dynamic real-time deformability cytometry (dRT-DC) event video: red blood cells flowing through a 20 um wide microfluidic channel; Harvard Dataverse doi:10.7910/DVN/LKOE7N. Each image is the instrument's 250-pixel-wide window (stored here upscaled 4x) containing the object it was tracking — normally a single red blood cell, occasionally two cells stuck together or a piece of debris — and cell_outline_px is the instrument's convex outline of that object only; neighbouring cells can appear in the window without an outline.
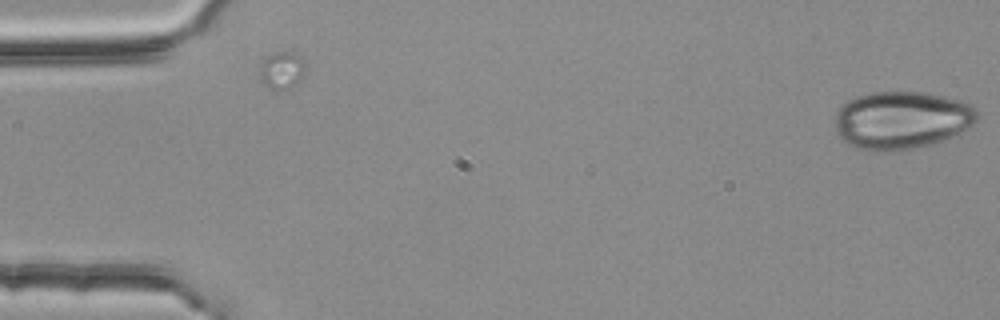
{"species": "common noctule bat (a hibernating species)", "species_latin": "Nyctalus noctula", "temperature_condition": "room temperature", "stored_images_in_passage": 2, "camera_frame_rate_fps": 3000, "um_per_image_px": 0.085, "animal": {"sex": "female", "body_mass_g": 25.1}, "frame": {"image": 1, "passage_image": 2, "time_ms": 0.333, "image_size_px": [1000, 320], "cell_outline_px": [[976, 120], [968, 128], [952, 136], [928, 144], [912, 148], [888, 152], [872, 152], [856, 148], [848, 144], [836, 132], [836, 112], [848, 100], [856, 96], [872, 92], [928, 92], [960, 100], [972, 104], [976, 108]], "centroid_in_image_um": [76.62, 10.2], "position_along_channel_um": 8.4, "area_um2": 47.86}}